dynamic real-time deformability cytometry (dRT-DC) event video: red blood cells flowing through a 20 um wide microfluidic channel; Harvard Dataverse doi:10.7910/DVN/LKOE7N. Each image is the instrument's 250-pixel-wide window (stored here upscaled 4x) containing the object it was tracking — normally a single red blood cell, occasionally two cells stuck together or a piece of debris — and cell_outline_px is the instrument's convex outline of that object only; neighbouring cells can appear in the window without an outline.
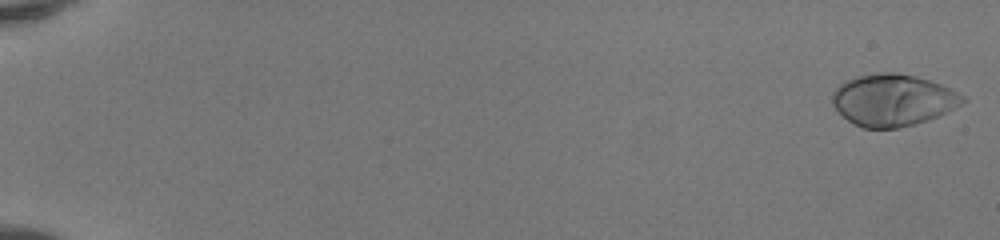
{"species": "human", "species_latin": "Homo sapiens", "temperature_condition": "room temperature", "stored_images_in_passage": 51, "camera_frame_rate_fps": 3000, "um_per_image_px": 0.085, "donor": {"sex": "female"}, "frame": {"image": 1, "passage_image": 1, "time_ms": 0.0, "image_size_px": [1000, 240], "cell_outline_px": [[968, 100], [928, 120], [916, 124], [900, 128], [864, 128], [848, 120], [832, 104], [832, 92], [844, 80], [856, 76], [880, 72], [896, 72], [916, 76], [940, 84], [964, 96]], "centroid_in_image_um": [75.86, 8.49], "position_along_channel_um": 9.1, "area_um2": 39.13}}
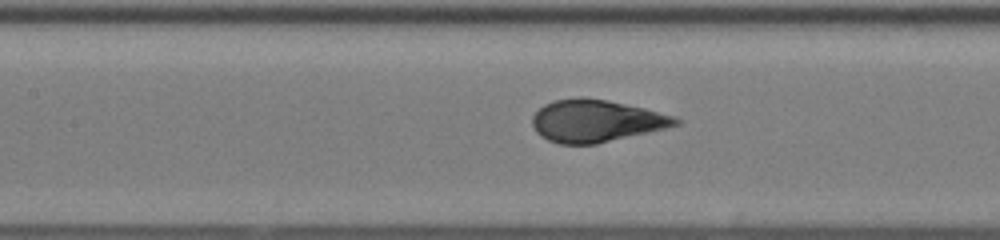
{"frame": {"image": 2, "passage_image": 26, "time_ms": 8.333, "image_size_px": [1000, 240], "cell_outline_px": [[684, 120], [680, 124], [664, 128], [596, 144], [560, 144], [548, 140], [540, 136], [536, 132], [532, 124], [532, 116], [544, 104], [552, 100], [580, 96], [608, 100], [676, 116]], "centroid_in_image_um": [50.64, 10.26], "position_along_channel_um": 156.8, "area_um2": 35.26}}
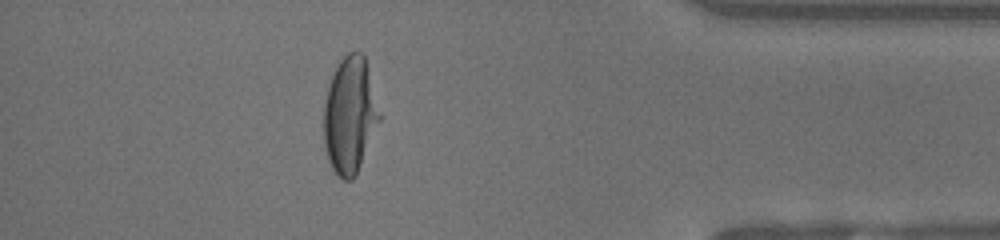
{"frame": {"image": 3, "passage_image": 46, "time_ms": 15.0, "image_size_px": [1000, 240], "cell_outline_px": [[384, 116], [356, 176], [352, 180], [344, 180], [332, 168], [328, 160], [324, 144], [324, 104], [328, 88], [332, 76], [340, 60], [348, 52], [364, 52]], "centroid_in_image_um": [29.81, 9.78], "position_along_channel_um": 405.4, "area_um2": 38.84}, "authors_computed_cell_mechanics": {"area_um2": 36.6452, "velocity_mm_per_s": 4.1721, "shape_relaxation_time_tau1_ms": 3.3102, "shape_relaxation_time_tau2_ms": null, "deformation_change_tau1": 0.2233, "deformation_change_tau2": null}}